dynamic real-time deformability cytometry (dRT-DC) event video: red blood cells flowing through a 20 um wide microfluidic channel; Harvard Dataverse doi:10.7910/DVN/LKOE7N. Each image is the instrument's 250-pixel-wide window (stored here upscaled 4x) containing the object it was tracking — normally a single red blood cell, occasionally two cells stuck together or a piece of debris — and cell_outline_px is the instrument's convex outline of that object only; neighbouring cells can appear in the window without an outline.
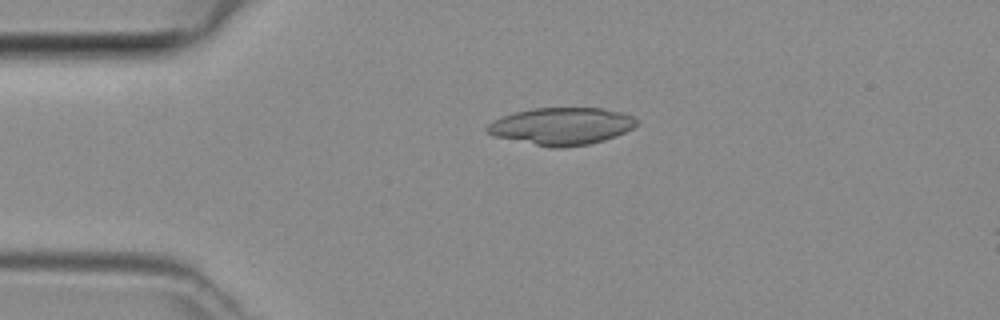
{"species": "common noctule bat (a hibernating species)", "species_latin": "Nyctalus noctula", "temperature_condition": "room temperature", "stored_images_in_passage": 35, "camera_frame_rate_fps": 3000, "um_per_image_px": 0.085, "animal": {"sex": "female", "body_mass_g": 29.2, "forearm_length_mm": 56.3}, "frame": {"image": 1, "passage_image": 4, "time_ms": 1.0, "image_size_px": [1000, 320], "cell_outline_px": [[636, 124], [632, 128], [616, 136], [604, 140], [588, 144], [564, 148], [552, 148], [492, 136], [484, 128], [492, 120], [516, 112], [532, 108], [600, 108], [624, 112], [636, 116]], "centroid_in_image_um": [47.73, 10.73], "position_along_channel_um": 37.3, "area_um2": 32.6}}
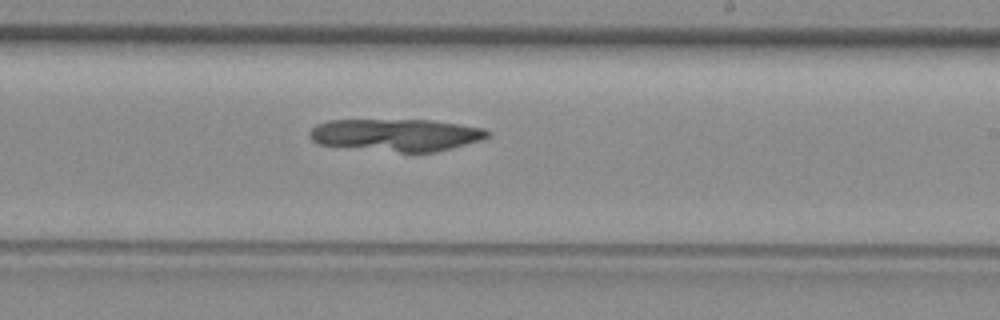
{"frame": {"image": 2, "passage_image": 21, "time_ms": 6.667, "image_size_px": [1000, 320], "cell_outline_px": [[492, 136], [480, 140], [452, 148], [436, 152], [400, 152], [320, 144], [312, 140], [308, 132], [316, 124], [328, 120], [428, 120], [460, 124], [484, 128], [492, 132]], "centroid_in_image_um": [33.73, 11.46], "position_along_channel_um": 255.3, "area_um2": 33.41}}
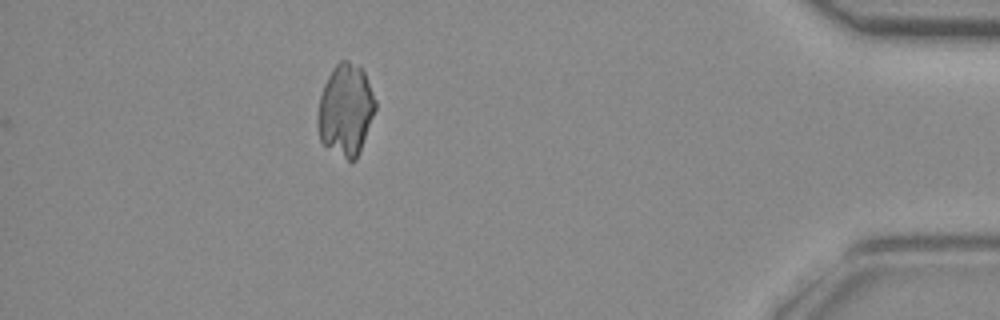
{"frame": {"image": 3, "passage_image": 35, "time_ms": 11.333, "image_size_px": [1000, 320], "cell_outline_px": [[376, 108], [356, 160], [348, 160], [324, 144], [320, 140], [316, 124], [316, 120], [320, 96], [324, 84], [332, 68], [340, 60], [348, 60], [360, 64], [364, 72], [376, 100]], "centroid_in_image_um": [29.37, 9.29], "position_along_channel_um": 405.8, "area_um2": 30.81}}